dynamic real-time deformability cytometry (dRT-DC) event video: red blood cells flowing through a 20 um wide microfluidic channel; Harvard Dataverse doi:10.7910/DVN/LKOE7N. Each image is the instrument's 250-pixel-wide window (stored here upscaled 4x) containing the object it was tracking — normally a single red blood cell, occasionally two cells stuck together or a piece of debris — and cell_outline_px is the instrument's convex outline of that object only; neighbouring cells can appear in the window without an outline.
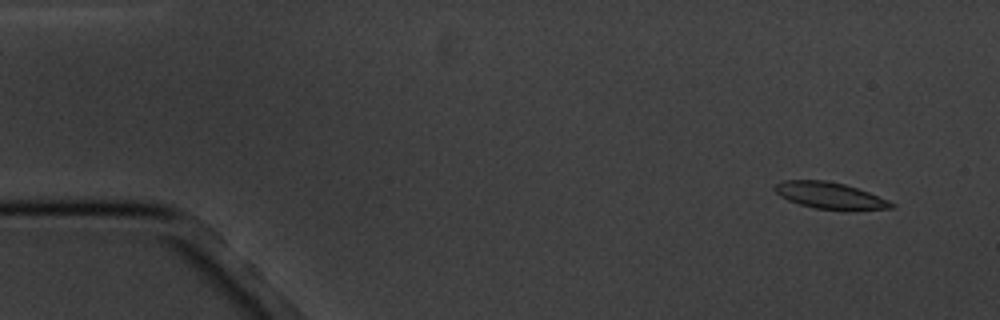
{"species": "common noctule bat (a hibernating species)", "species_latin": "Nyctalus noctula", "temperature_condition": "cold", "stored_images_in_passage": 4, "camera_frame_rate_fps": 3000, "um_per_image_px": 0.085, "animal": {"sex": "male", "body_mass_g": 20.1, "forearm_length_mm": 53.5}, "frame": {"image": 1, "passage_image": 1, "time_ms": 0.0, "image_size_px": [1000, 320], "cell_outline_px": [[896, 208], [856, 212], [816, 208], [800, 204], [788, 200], [780, 196], [772, 188], [776, 184], [784, 180], [828, 180], [844, 184], [868, 192], [888, 200], [896, 204]], "centroid_in_image_um": [70.62, 16.65], "position_along_channel_um": 14.4, "area_um2": 18.5}}
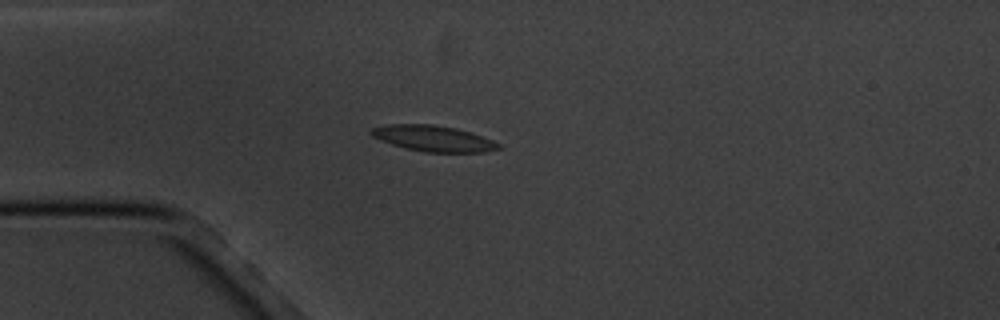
{"frame": {"image": 2, "passage_image": 4, "time_ms": 3.667, "image_size_px": [1000, 320], "cell_outline_px": [[500, 148], [488, 152], [424, 152], [404, 148], [380, 140], [372, 136], [368, 132], [372, 128], [388, 124], [432, 124], [456, 128], [492, 140], [500, 144]], "centroid_in_image_um": [36.8, 11.77], "position_along_channel_um": 48.2, "area_um2": 19.13}}